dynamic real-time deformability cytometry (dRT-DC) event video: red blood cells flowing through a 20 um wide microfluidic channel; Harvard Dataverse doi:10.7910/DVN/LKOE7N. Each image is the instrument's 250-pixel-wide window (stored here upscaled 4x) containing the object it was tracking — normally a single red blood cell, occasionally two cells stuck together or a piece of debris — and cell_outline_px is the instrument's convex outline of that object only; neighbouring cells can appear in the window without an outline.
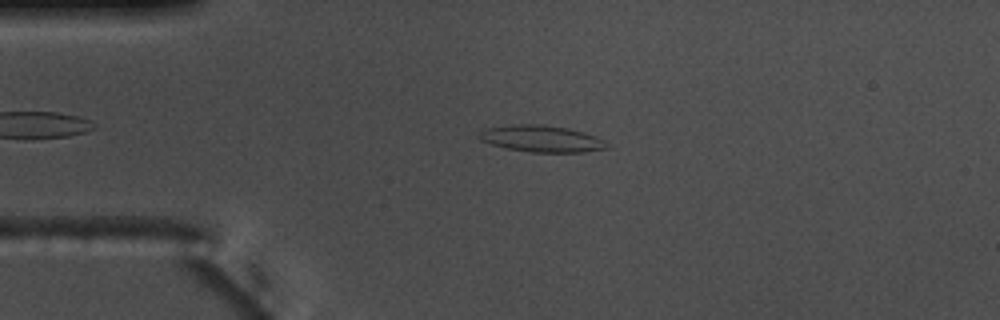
{"species": "common noctule bat (a hibernating species)", "species_latin": "Nyctalus noctula", "temperature_condition": "warm", "stored_images_in_passage": 42, "camera_frame_rate_fps": 3000, "um_per_image_px": 0.085, "animal": {"sex": "male", "body_mass_g": 17.5, "forearm_length_mm": 52.3}, "frame": {"image": 1, "passage_image": 4, "time_ms": 1.0, "image_size_px": [1000, 320], "cell_outline_px": [[608, 148], [584, 152], [532, 152], [508, 148], [492, 144], [480, 140], [476, 136], [480, 132], [488, 128], [512, 124], [540, 124], [568, 128], [584, 132], [596, 136], [604, 140], [608, 144]], "centroid_in_image_um": [46.05, 11.78], "position_along_channel_um": 39.0, "area_um2": 19.77}}
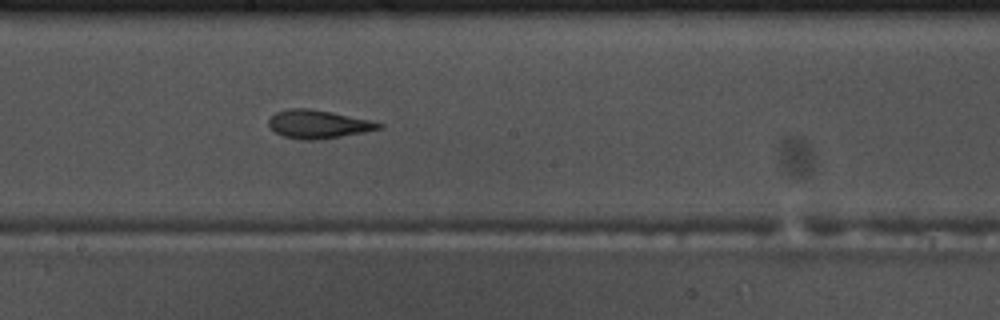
{"frame": {"image": 2, "passage_image": 21, "time_ms": 6.667, "image_size_px": [1000, 320], "cell_outline_px": [[384, 124], [380, 128], [364, 132], [316, 140], [304, 140], [284, 136], [276, 132], [268, 124], [268, 120], [276, 112], [288, 108], [308, 108], [332, 112], [372, 120]], "centroid_in_image_um": [27.05, 10.54], "position_along_channel_um": 221.2, "area_um2": 18.03}}
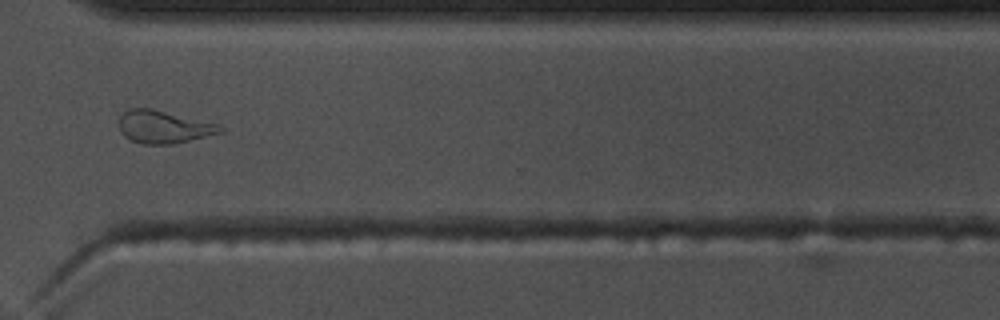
{"frame": {"image": 3, "passage_image": 32, "time_ms": 10.333, "image_size_px": [1000, 320], "cell_outline_px": [[224, 132], [172, 144], [144, 144], [132, 140], [124, 136], [120, 132], [120, 116], [128, 108], [152, 108], [216, 124], [224, 128]], "centroid_in_image_um": [13.88, 10.78], "position_along_channel_um": 356.7, "area_um2": 19.02}, "authors_computed_cell_mechanics": {"area_um2": 18.1492, "velocity_mm_per_s": 3.6873, "shape_relaxation_time_tau1_ms": null, "shape_relaxation_time_tau2_ms": 3.298, "deformation_change_tau1": null, "deformation_change_tau2": 0.125}}